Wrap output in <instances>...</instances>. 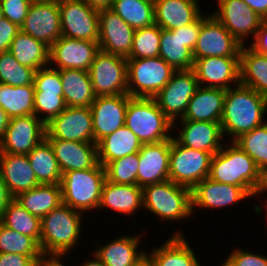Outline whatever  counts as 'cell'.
Here are the masks:
<instances>
[{
    "mask_svg": "<svg viewBox=\"0 0 267 266\" xmlns=\"http://www.w3.org/2000/svg\"><path fill=\"white\" fill-rule=\"evenodd\" d=\"M267 98L254 89L238 84L226 90L220 124L222 133L234 141L243 133L264 124Z\"/></svg>",
    "mask_w": 267,
    "mask_h": 266,
    "instance_id": "6da1fadb",
    "label": "cell"
},
{
    "mask_svg": "<svg viewBox=\"0 0 267 266\" xmlns=\"http://www.w3.org/2000/svg\"><path fill=\"white\" fill-rule=\"evenodd\" d=\"M208 178L241 186L254 198L260 185L261 170L244 150L233 141H228L212 156Z\"/></svg>",
    "mask_w": 267,
    "mask_h": 266,
    "instance_id": "7a4b0ae2",
    "label": "cell"
},
{
    "mask_svg": "<svg viewBox=\"0 0 267 266\" xmlns=\"http://www.w3.org/2000/svg\"><path fill=\"white\" fill-rule=\"evenodd\" d=\"M83 215L63 203L46 214L41 219L39 244L43 255H66L76 249L83 230Z\"/></svg>",
    "mask_w": 267,
    "mask_h": 266,
    "instance_id": "3957f363",
    "label": "cell"
},
{
    "mask_svg": "<svg viewBox=\"0 0 267 266\" xmlns=\"http://www.w3.org/2000/svg\"><path fill=\"white\" fill-rule=\"evenodd\" d=\"M105 180V167L100 163L87 170L65 172L60 183L62 203L83 214L98 210Z\"/></svg>",
    "mask_w": 267,
    "mask_h": 266,
    "instance_id": "277c9868",
    "label": "cell"
},
{
    "mask_svg": "<svg viewBox=\"0 0 267 266\" xmlns=\"http://www.w3.org/2000/svg\"><path fill=\"white\" fill-rule=\"evenodd\" d=\"M143 208L160 221L180 222L192 217L191 189L173 181L148 185L142 188Z\"/></svg>",
    "mask_w": 267,
    "mask_h": 266,
    "instance_id": "5b68a950",
    "label": "cell"
},
{
    "mask_svg": "<svg viewBox=\"0 0 267 266\" xmlns=\"http://www.w3.org/2000/svg\"><path fill=\"white\" fill-rule=\"evenodd\" d=\"M125 126L142 144L171 139L172 130L174 132L173 123L160 110L154 98L131 97L126 108Z\"/></svg>",
    "mask_w": 267,
    "mask_h": 266,
    "instance_id": "8992f818",
    "label": "cell"
},
{
    "mask_svg": "<svg viewBox=\"0 0 267 266\" xmlns=\"http://www.w3.org/2000/svg\"><path fill=\"white\" fill-rule=\"evenodd\" d=\"M176 70L161 57L127 59V87L131 97L153 98Z\"/></svg>",
    "mask_w": 267,
    "mask_h": 266,
    "instance_id": "52a82bcc",
    "label": "cell"
},
{
    "mask_svg": "<svg viewBox=\"0 0 267 266\" xmlns=\"http://www.w3.org/2000/svg\"><path fill=\"white\" fill-rule=\"evenodd\" d=\"M210 14L204 13L195 22L178 29H161L159 57L176 71L193 69V50L201 24Z\"/></svg>",
    "mask_w": 267,
    "mask_h": 266,
    "instance_id": "ba28073f",
    "label": "cell"
},
{
    "mask_svg": "<svg viewBox=\"0 0 267 266\" xmlns=\"http://www.w3.org/2000/svg\"><path fill=\"white\" fill-rule=\"evenodd\" d=\"M213 154L184 147L173 137L169 157V180L191 190L209 176Z\"/></svg>",
    "mask_w": 267,
    "mask_h": 266,
    "instance_id": "9c48e42d",
    "label": "cell"
},
{
    "mask_svg": "<svg viewBox=\"0 0 267 266\" xmlns=\"http://www.w3.org/2000/svg\"><path fill=\"white\" fill-rule=\"evenodd\" d=\"M88 72L96 97L128 93L127 58L99 50Z\"/></svg>",
    "mask_w": 267,
    "mask_h": 266,
    "instance_id": "30bf717a",
    "label": "cell"
},
{
    "mask_svg": "<svg viewBox=\"0 0 267 266\" xmlns=\"http://www.w3.org/2000/svg\"><path fill=\"white\" fill-rule=\"evenodd\" d=\"M62 36L98 42L99 10L83 0H60L58 2Z\"/></svg>",
    "mask_w": 267,
    "mask_h": 266,
    "instance_id": "8fae6325",
    "label": "cell"
},
{
    "mask_svg": "<svg viewBox=\"0 0 267 266\" xmlns=\"http://www.w3.org/2000/svg\"><path fill=\"white\" fill-rule=\"evenodd\" d=\"M198 87V80L192 69L179 70L153 98L165 116L174 123L183 118Z\"/></svg>",
    "mask_w": 267,
    "mask_h": 266,
    "instance_id": "7c38bea8",
    "label": "cell"
},
{
    "mask_svg": "<svg viewBox=\"0 0 267 266\" xmlns=\"http://www.w3.org/2000/svg\"><path fill=\"white\" fill-rule=\"evenodd\" d=\"M242 45L210 14L201 24L193 50L194 60L204 57H240Z\"/></svg>",
    "mask_w": 267,
    "mask_h": 266,
    "instance_id": "4fadbf2b",
    "label": "cell"
},
{
    "mask_svg": "<svg viewBox=\"0 0 267 266\" xmlns=\"http://www.w3.org/2000/svg\"><path fill=\"white\" fill-rule=\"evenodd\" d=\"M46 124L35 115L10 118L0 153L27 155L46 138Z\"/></svg>",
    "mask_w": 267,
    "mask_h": 266,
    "instance_id": "5bb4252c",
    "label": "cell"
},
{
    "mask_svg": "<svg viewBox=\"0 0 267 266\" xmlns=\"http://www.w3.org/2000/svg\"><path fill=\"white\" fill-rule=\"evenodd\" d=\"M20 30L51 47L62 36L58 2L33 0Z\"/></svg>",
    "mask_w": 267,
    "mask_h": 266,
    "instance_id": "9a60e30c",
    "label": "cell"
},
{
    "mask_svg": "<svg viewBox=\"0 0 267 266\" xmlns=\"http://www.w3.org/2000/svg\"><path fill=\"white\" fill-rule=\"evenodd\" d=\"M217 3V9L211 12L212 15L241 45L245 44L249 36L254 37L265 21L242 0H217Z\"/></svg>",
    "mask_w": 267,
    "mask_h": 266,
    "instance_id": "2e32d148",
    "label": "cell"
},
{
    "mask_svg": "<svg viewBox=\"0 0 267 266\" xmlns=\"http://www.w3.org/2000/svg\"><path fill=\"white\" fill-rule=\"evenodd\" d=\"M46 139L93 143L90 107H66L46 124Z\"/></svg>",
    "mask_w": 267,
    "mask_h": 266,
    "instance_id": "e0dca14e",
    "label": "cell"
},
{
    "mask_svg": "<svg viewBox=\"0 0 267 266\" xmlns=\"http://www.w3.org/2000/svg\"><path fill=\"white\" fill-rule=\"evenodd\" d=\"M131 96L128 93L97 96L90 105L93 122V143L125 125L126 108Z\"/></svg>",
    "mask_w": 267,
    "mask_h": 266,
    "instance_id": "ac0fdd59",
    "label": "cell"
},
{
    "mask_svg": "<svg viewBox=\"0 0 267 266\" xmlns=\"http://www.w3.org/2000/svg\"><path fill=\"white\" fill-rule=\"evenodd\" d=\"M192 70L201 87L227 90L240 84V57L200 58Z\"/></svg>",
    "mask_w": 267,
    "mask_h": 266,
    "instance_id": "d6986e66",
    "label": "cell"
},
{
    "mask_svg": "<svg viewBox=\"0 0 267 266\" xmlns=\"http://www.w3.org/2000/svg\"><path fill=\"white\" fill-rule=\"evenodd\" d=\"M98 42L61 36L49 52V66L57 70L81 69L88 71L99 51Z\"/></svg>",
    "mask_w": 267,
    "mask_h": 266,
    "instance_id": "ffe728a7",
    "label": "cell"
},
{
    "mask_svg": "<svg viewBox=\"0 0 267 266\" xmlns=\"http://www.w3.org/2000/svg\"><path fill=\"white\" fill-rule=\"evenodd\" d=\"M178 122L177 127L176 123ZM178 128L173 138L182 146L195 150L212 153L218 152L226 139L223 136L220 122L193 121L180 119L173 123V128Z\"/></svg>",
    "mask_w": 267,
    "mask_h": 266,
    "instance_id": "44dd1931",
    "label": "cell"
},
{
    "mask_svg": "<svg viewBox=\"0 0 267 266\" xmlns=\"http://www.w3.org/2000/svg\"><path fill=\"white\" fill-rule=\"evenodd\" d=\"M135 29L112 9L99 10V49L127 58L133 45Z\"/></svg>",
    "mask_w": 267,
    "mask_h": 266,
    "instance_id": "7402d4cb",
    "label": "cell"
},
{
    "mask_svg": "<svg viewBox=\"0 0 267 266\" xmlns=\"http://www.w3.org/2000/svg\"><path fill=\"white\" fill-rule=\"evenodd\" d=\"M252 198L241 186L224 184L205 178L191 190L192 214L195 209L226 208L238 202Z\"/></svg>",
    "mask_w": 267,
    "mask_h": 266,
    "instance_id": "603a6c76",
    "label": "cell"
},
{
    "mask_svg": "<svg viewBox=\"0 0 267 266\" xmlns=\"http://www.w3.org/2000/svg\"><path fill=\"white\" fill-rule=\"evenodd\" d=\"M171 139L142 144L139 153L137 185L141 188L169 180Z\"/></svg>",
    "mask_w": 267,
    "mask_h": 266,
    "instance_id": "cb8c5ba5",
    "label": "cell"
},
{
    "mask_svg": "<svg viewBox=\"0 0 267 266\" xmlns=\"http://www.w3.org/2000/svg\"><path fill=\"white\" fill-rule=\"evenodd\" d=\"M53 147L62 174L73 170L94 168L98 162L97 144L47 139Z\"/></svg>",
    "mask_w": 267,
    "mask_h": 266,
    "instance_id": "d4e9b609",
    "label": "cell"
},
{
    "mask_svg": "<svg viewBox=\"0 0 267 266\" xmlns=\"http://www.w3.org/2000/svg\"><path fill=\"white\" fill-rule=\"evenodd\" d=\"M0 175L13 197L39 185L27 155L0 153Z\"/></svg>",
    "mask_w": 267,
    "mask_h": 266,
    "instance_id": "484cf974",
    "label": "cell"
},
{
    "mask_svg": "<svg viewBox=\"0 0 267 266\" xmlns=\"http://www.w3.org/2000/svg\"><path fill=\"white\" fill-rule=\"evenodd\" d=\"M155 24L161 29H178L195 22L201 15L198 0H154Z\"/></svg>",
    "mask_w": 267,
    "mask_h": 266,
    "instance_id": "4316f807",
    "label": "cell"
},
{
    "mask_svg": "<svg viewBox=\"0 0 267 266\" xmlns=\"http://www.w3.org/2000/svg\"><path fill=\"white\" fill-rule=\"evenodd\" d=\"M183 233L174 230L161 246L146 251L154 266H202Z\"/></svg>",
    "mask_w": 267,
    "mask_h": 266,
    "instance_id": "83f0119b",
    "label": "cell"
},
{
    "mask_svg": "<svg viewBox=\"0 0 267 266\" xmlns=\"http://www.w3.org/2000/svg\"><path fill=\"white\" fill-rule=\"evenodd\" d=\"M141 236L134 235H119L115 240L107 242L106 244L98 246L94 253L106 266H133L140 258H142L146 251H141L140 245ZM139 248V250H138Z\"/></svg>",
    "mask_w": 267,
    "mask_h": 266,
    "instance_id": "f1b7e54d",
    "label": "cell"
},
{
    "mask_svg": "<svg viewBox=\"0 0 267 266\" xmlns=\"http://www.w3.org/2000/svg\"><path fill=\"white\" fill-rule=\"evenodd\" d=\"M103 208L134 216L138 209H143L142 188L138 185L116 184L105 180L98 211L104 210Z\"/></svg>",
    "mask_w": 267,
    "mask_h": 266,
    "instance_id": "f546056e",
    "label": "cell"
},
{
    "mask_svg": "<svg viewBox=\"0 0 267 266\" xmlns=\"http://www.w3.org/2000/svg\"><path fill=\"white\" fill-rule=\"evenodd\" d=\"M226 90L199 86L188 103L182 119L220 122Z\"/></svg>",
    "mask_w": 267,
    "mask_h": 266,
    "instance_id": "4dcf8cb0",
    "label": "cell"
},
{
    "mask_svg": "<svg viewBox=\"0 0 267 266\" xmlns=\"http://www.w3.org/2000/svg\"><path fill=\"white\" fill-rule=\"evenodd\" d=\"M59 74L66 106L90 107L96 96L89 72L81 69H62Z\"/></svg>",
    "mask_w": 267,
    "mask_h": 266,
    "instance_id": "1f68e13d",
    "label": "cell"
},
{
    "mask_svg": "<svg viewBox=\"0 0 267 266\" xmlns=\"http://www.w3.org/2000/svg\"><path fill=\"white\" fill-rule=\"evenodd\" d=\"M141 147L138 137L124 125L97 143L98 162L105 167L115 159L138 153Z\"/></svg>",
    "mask_w": 267,
    "mask_h": 266,
    "instance_id": "d6a6232c",
    "label": "cell"
},
{
    "mask_svg": "<svg viewBox=\"0 0 267 266\" xmlns=\"http://www.w3.org/2000/svg\"><path fill=\"white\" fill-rule=\"evenodd\" d=\"M240 84L267 98V55L242 45L240 50Z\"/></svg>",
    "mask_w": 267,
    "mask_h": 266,
    "instance_id": "836d02e7",
    "label": "cell"
},
{
    "mask_svg": "<svg viewBox=\"0 0 267 266\" xmlns=\"http://www.w3.org/2000/svg\"><path fill=\"white\" fill-rule=\"evenodd\" d=\"M24 209L42 219L62 203L60 184H39L14 197Z\"/></svg>",
    "mask_w": 267,
    "mask_h": 266,
    "instance_id": "e575fe53",
    "label": "cell"
},
{
    "mask_svg": "<svg viewBox=\"0 0 267 266\" xmlns=\"http://www.w3.org/2000/svg\"><path fill=\"white\" fill-rule=\"evenodd\" d=\"M9 51L21 65L35 71L49 66L50 47L21 30L12 41Z\"/></svg>",
    "mask_w": 267,
    "mask_h": 266,
    "instance_id": "d590c367",
    "label": "cell"
},
{
    "mask_svg": "<svg viewBox=\"0 0 267 266\" xmlns=\"http://www.w3.org/2000/svg\"><path fill=\"white\" fill-rule=\"evenodd\" d=\"M27 156L39 184L61 183L62 173L53 147L46 138L35 146Z\"/></svg>",
    "mask_w": 267,
    "mask_h": 266,
    "instance_id": "8d00e7d4",
    "label": "cell"
},
{
    "mask_svg": "<svg viewBox=\"0 0 267 266\" xmlns=\"http://www.w3.org/2000/svg\"><path fill=\"white\" fill-rule=\"evenodd\" d=\"M34 85L14 87L0 83V107L10 118L34 115Z\"/></svg>",
    "mask_w": 267,
    "mask_h": 266,
    "instance_id": "74e56055",
    "label": "cell"
},
{
    "mask_svg": "<svg viewBox=\"0 0 267 266\" xmlns=\"http://www.w3.org/2000/svg\"><path fill=\"white\" fill-rule=\"evenodd\" d=\"M0 222L40 244L41 219L33 216L14 198L4 209Z\"/></svg>",
    "mask_w": 267,
    "mask_h": 266,
    "instance_id": "f35d334b",
    "label": "cell"
},
{
    "mask_svg": "<svg viewBox=\"0 0 267 266\" xmlns=\"http://www.w3.org/2000/svg\"><path fill=\"white\" fill-rule=\"evenodd\" d=\"M111 9L133 29L155 23L154 0H114Z\"/></svg>",
    "mask_w": 267,
    "mask_h": 266,
    "instance_id": "ab89813d",
    "label": "cell"
},
{
    "mask_svg": "<svg viewBox=\"0 0 267 266\" xmlns=\"http://www.w3.org/2000/svg\"><path fill=\"white\" fill-rule=\"evenodd\" d=\"M233 142L255 161L261 171L267 167V121Z\"/></svg>",
    "mask_w": 267,
    "mask_h": 266,
    "instance_id": "60d3db41",
    "label": "cell"
},
{
    "mask_svg": "<svg viewBox=\"0 0 267 266\" xmlns=\"http://www.w3.org/2000/svg\"><path fill=\"white\" fill-rule=\"evenodd\" d=\"M161 28L157 24L135 29L133 45L127 59L159 57Z\"/></svg>",
    "mask_w": 267,
    "mask_h": 266,
    "instance_id": "b9f144b4",
    "label": "cell"
},
{
    "mask_svg": "<svg viewBox=\"0 0 267 266\" xmlns=\"http://www.w3.org/2000/svg\"><path fill=\"white\" fill-rule=\"evenodd\" d=\"M0 253H18L29 257H42L39 244L31 237L9 229L0 222Z\"/></svg>",
    "mask_w": 267,
    "mask_h": 266,
    "instance_id": "7bdbcfd3",
    "label": "cell"
},
{
    "mask_svg": "<svg viewBox=\"0 0 267 266\" xmlns=\"http://www.w3.org/2000/svg\"><path fill=\"white\" fill-rule=\"evenodd\" d=\"M35 70L21 65L10 51L0 53V83L19 87L34 85Z\"/></svg>",
    "mask_w": 267,
    "mask_h": 266,
    "instance_id": "ee69618b",
    "label": "cell"
},
{
    "mask_svg": "<svg viewBox=\"0 0 267 266\" xmlns=\"http://www.w3.org/2000/svg\"><path fill=\"white\" fill-rule=\"evenodd\" d=\"M139 153H133L109 162L105 166L106 180L116 184L137 185Z\"/></svg>",
    "mask_w": 267,
    "mask_h": 266,
    "instance_id": "f6af8a7d",
    "label": "cell"
},
{
    "mask_svg": "<svg viewBox=\"0 0 267 266\" xmlns=\"http://www.w3.org/2000/svg\"><path fill=\"white\" fill-rule=\"evenodd\" d=\"M66 107L63 92H34V115L45 124L58 116Z\"/></svg>",
    "mask_w": 267,
    "mask_h": 266,
    "instance_id": "bcb514c9",
    "label": "cell"
},
{
    "mask_svg": "<svg viewBox=\"0 0 267 266\" xmlns=\"http://www.w3.org/2000/svg\"><path fill=\"white\" fill-rule=\"evenodd\" d=\"M33 84L35 91L63 92L59 70L51 66L43 67L35 71Z\"/></svg>",
    "mask_w": 267,
    "mask_h": 266,
    "instance_id": "7dc6e473",
    "label": "cell"
},
{
    "mask_svg": "<svg viewBox=\"0 0 267 266\" xmlns=\"http://www.w3.org/2000/svg\"><path fill=\"white\" fill-rule=\"evenodd\" d=\"M32 1L33 0H0L3 18L8 19L20 27L27 16Z\"/></svg>",
    "mask_w": 267,
    "mask_h": 266,
    "instance_id": "c3c4849f",
    "label": "cell"
},
{
    "mask_svg": "<svg viewBox=\"0 0 267 266\" xmlns=\"http://www.w3.org/2000/svg\"><path fill=\"white\" fill-rule=\"evenodd\" d=\"M259 254L238 248L234 249L223 263L226 266H267V256Z\"/></svg>",
    "mask_w": 267,
    "mask_h": 266,
    "instance_id": "681fc988",
    "label": "cell"
},
{
    "mask_svg": "<svg viewBox=\"0 0 267 266\" xmlns=\"http://www.w3.org/2000/svg\"><path fill=\"white\" fill-rule=\"evenodd\" d=\"M20 27L6 18L0 20V53L9 51L10 45L14 40Z\"/></svg>",
    "mask_w": 267,
    "mask_h": 266,
    "instance_id": "f907efd6",
    "label": "cell"
},
{
    "mask_svg": "<svg viewBox=\"0 0 267 266\" xmlns=\"http://www.w3.org/2000/svg\"><path fill=\"white\" fill-rule=\"evenodd\" d=\"M41 257H29L18 253H0V266H35Z\"/></svg>",
    "mask_w": 267,
    "mask_h": 266,
    "instance_id": "816d5d0a",
    "label": "cell"
},
{
    "mask_svg": "<svg viewBox=\"0 0 267 266\" xmlns=\"http://www.w3.org/2000/svg\"><path fill=\"white\" fill-rule=\"evenodd\" d=\"M248 46L260 54L267 55V20L260 25Z\"/></svg>",
    "mask_w": 267,
    "mask_h": 266,
    "instance_id": "f5cc1de1",
    "label": "cell"
},
{
    "mask_svg": "<svg viewBox=\"0 0 267 266\" xmlns=\"http://www.w3.org/2000/svg\"><path fill=\"white\" fill-rule=\"evenodd\" d=\"M64 258L66 255H43L36 261L35 266H66L62 262Z\"/></svg>",
    "mask_w": 267,
    "mask_h": 266,
    "instance_id": "db71d44e",
    "label": "cell"
},
{
    "mask_svg": "<svg viewBox=\"0 0 267 266\" xmlns=\"http://www.w3.org/2000/svg\"><path fill=\"white\" fill-rule=\"evenodd\" d=\"M264 20H267V0H242Z\"/></svg>",
    "mask_w": 267,
    "mask_h": 266,
    "instance_id": "11a10c76",
    "label": "cell"
},
{
    "mask_svg": "<svg viewBox=\"0 0 267 266\" xmlns=\"http://www.w3.org/2000/svg\"><path fill=\"white\" fill-rule=\"evenodd\" d=\"M13 199L14 197L11 195L7 185L4 183L0 175V217L2 216L4 209Z\"/></svg>",
    "mask_w": 267,
    "mask_h": 266,
    "instance_id": "9f6ffc18",
    "label": "cell"
},
{
    "mask_svg": "<svg viewBox=\"0 0 267 266\" xmlns=\"http://www.w3.org/2000/svg\"><path fill=\"white\" fill-rule=\"evenodd\" d=\"M85 1L90 7L95 9H111L114 0H83Z\"/></svg>",
    "mask_w": 267,
    "mask_h": 266,
    "instance_id": "6f0895ef",
    "label": "cell"
},
{
    "mask_svg": "<svg viewBox=\"0 0 267 266\" xmlns=\"http://www.w3.org/2000/svg\"><path fill=\"white\" fill-rule=\"evenodd\" d=\"M267 192V167L261 171V181L259 188L256 191L255 197L257 195L260 196V194H263ZM264 204L262 206H265L267 204V197L264 199Z\"/></svg>",
    "mask_w": 267,
    "mask_h": 266,
    "instance_id": "680465c9",
    "label": "cell"
},
{
    "mask_svg": "<svg viewBox=\"0 0 267 266\" xmlns=\"http://www.w3.org/2000/svg\"><path fill=\"white\" fill-rule=\"evenodd\" d=\"M10 117L7 112L0 107V143L3 139L5 130L9 125Z\"/></svg>",
    "mask_w": 267,
    "mask_h": 266,
    "instance_id": "91938a15",
    "label": "cell"
},
{
    "mask_svg": "<svg viewBox=\"0 0 267 266\" xmlns=\"http://www.w3.org/2000/svg\"><path fill=\"white\" fill-rule=\"evenodd\" d=\"M92 255L94 259L84 261L81 266H106L94 253Z\"/></svg>",
    "mask_w": 267,
    "mask_h": 266,
    "instance_id": "94428289",
    "label": "cell"
},
{
    "mask_svg": "<svg viewBox=\"0 0 267 266\" xmlns=\"http://www.w3.org/2000/svg\"><path fill=\"white\" fill-rule=\"evenodd\" d=\"M133 266H154V264L151 258L147 254H145Z\"/></svg>",
    "mask_w": 267,
    "mask_h": 266,
    "instance_id": "6125c7cd",
    "label": "cell"
},
{
    "mask_svg": "<svg viewBox=\"0 0 267 266\" xmlns=\"http://www.w3.org/2000/svg\"><path fill=\"white\" fill-rule=\"evenodd\" d=\"M3 19V11H2V6H1V3H0V20Z\"/></svg>",
    "mask_w": 267,
    "mask_h": 266,
    "instance_id": "be15d7a7",
    "label": "cell"
},
{
    "mask_svg": "<svg viewBox=\"0 0 267 266\" xmlns=\"http://www.w3.org/2000/svg\"><path fill=\"white\" fill-rule=\"evenodd\" d=\"M265 210H266V213H267V204L265 205ZM265 215H267V214H265ZM266 218V220H267V216L265 217Z\"/></svg>",
    "mask_w": 267,
    "mask_h": 266,
    "instance_id": "e7e4bbea",
    "label": "cell"
},
{
    "mask_svg": "<svg viewBox=\"0 0 267 266\" xmlns=\"http://www.w3.org/2000/svg\"><path fill=\"white\" fill-rule=\"evenodd\" d=\"M43 1H57V2H59L60 0H43Z\"/></svg>",
    "mask_w": 267,
    "mask_h": 266,
    "instance_id": "03108f58",
    "label": "cell"
}]
</instances>
